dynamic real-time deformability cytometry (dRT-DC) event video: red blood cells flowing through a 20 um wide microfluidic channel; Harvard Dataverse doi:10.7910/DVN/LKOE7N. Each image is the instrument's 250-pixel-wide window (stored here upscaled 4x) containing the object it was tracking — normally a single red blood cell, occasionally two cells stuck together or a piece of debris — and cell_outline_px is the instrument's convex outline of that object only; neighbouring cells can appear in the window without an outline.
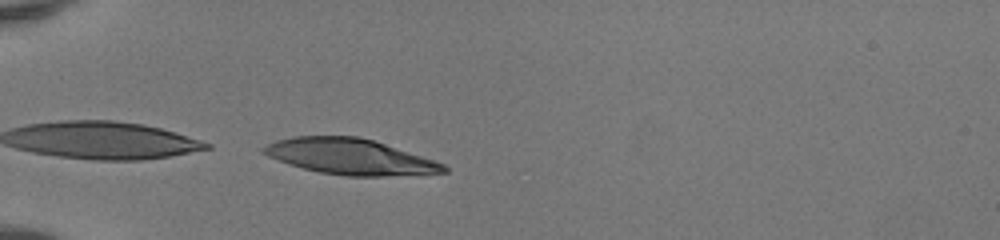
{"species": "human", "species_latin": "Homo sapiens", "temperature_condition": "room temperature", "stored_images_in_passage": 13, "camera_frame_rate_fps": 3000, "um_per_image_px": 0.085, "donor": {"sex": "female"}, "frame": {"image": 1, "passage_image": 13, "time_ms": 4.0, "image_size_px": [1000, 240], "cell_outline_px": [[448, 172], [384, 176], [348, 176], [320, 172], [304, 168], [268, 156], [260, 152], [260, 148], [276, 140], [292, 136], [360, 136], [436, 160], [444, 164], [448, 168]], "centroid_in_image_um": [29.77, 13.3], "position_along_channel_um": 55.2, "area_um2": 37.28}}